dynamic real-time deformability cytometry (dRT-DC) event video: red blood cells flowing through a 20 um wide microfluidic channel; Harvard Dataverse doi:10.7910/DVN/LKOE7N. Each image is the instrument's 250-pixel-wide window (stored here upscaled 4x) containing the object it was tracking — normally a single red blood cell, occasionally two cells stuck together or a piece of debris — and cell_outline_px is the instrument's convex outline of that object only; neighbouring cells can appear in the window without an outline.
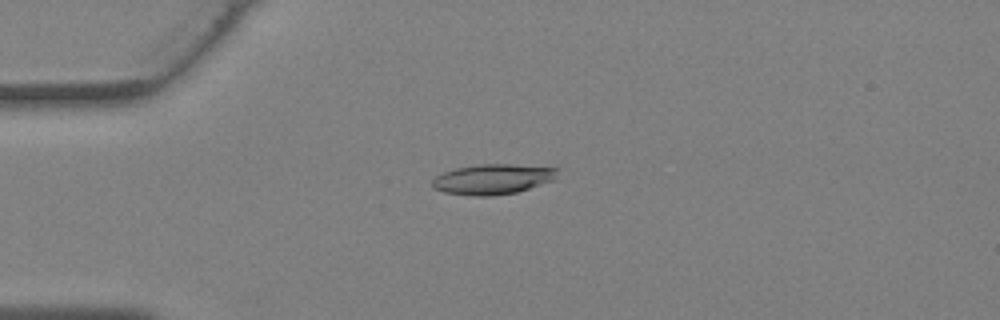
{"species": "Egyptian fruit bat (a non-hibernating species)", "species_latin": "Rousettus aegyptiacus", "temperature_condition": "warm", "stored_images_in_passage": 39, "camera_frame_rate_fps": 3000, "um_per_image_px": 0.085, "animal": {"sex": "female"}, "frame": {"image": 1, "passage_image": 10, "time_ms": 3.0, "image_size_px": [1000, 320], "cell_outline_px": [[560, 168], [552, 180], [516, 192], [492, 196], [472, 196], [444, 192], [432, 188], [432, 180], [436, 176], [444, 172], [456, 168], [480, 164], [508, 164]], "centroid_in_image_um": [41.84, 15.23], "position_along_channel_um": 43.2, "area_um2": 21.85}}
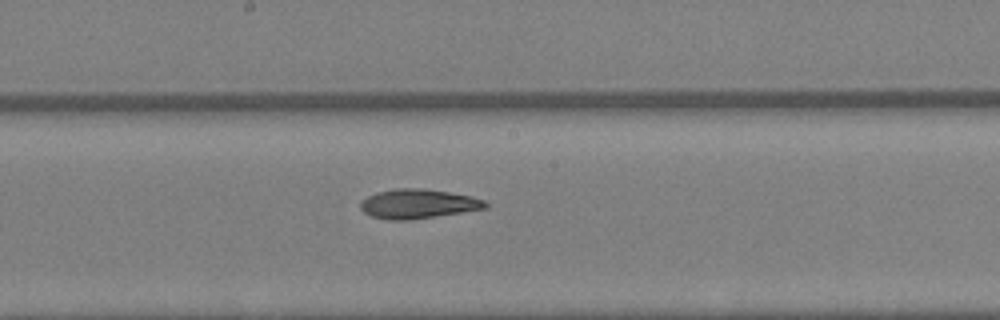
{"frame": {"image": 2, "passage_image": 21, "time_ms": 6.667, "image_size_px": [1000, 320], "cell_outline_px": [[488, 208], [408, 220], [388, 220], [372, 216], [364, 212], [360, 208], [360, 200], [376, 192], [396, 188], [424, 188], [448, 192], [468, 196], [484, 200], [488, 204]], "centroid_in_image_um": [35.49, 17.32], "position_along_channel_um": 212.7, "area_um2": 21.27}}
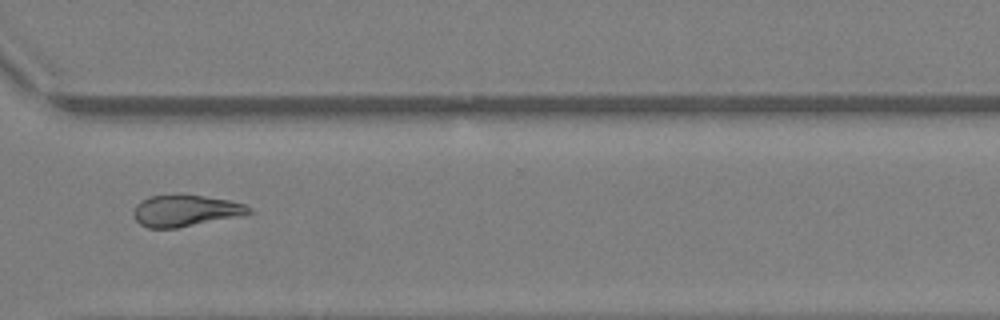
{"frame": {"image": 3, "passage_image": 29, "time_ms": 9.333, "image_size_px": [1000, 320], "cell_outline_px": [[252, 212], [176, 228], [148, 228], [140, 224], [136, 220], [132, 212], [136, 204], [140, 200], [152, 196], [204, 196], [228, 200], [244, 204], [252, 208]], "centroid_in_image_um": [15.68, 17.91], "position_along_channel_um": 354.9, "area_um2": 20.4}}